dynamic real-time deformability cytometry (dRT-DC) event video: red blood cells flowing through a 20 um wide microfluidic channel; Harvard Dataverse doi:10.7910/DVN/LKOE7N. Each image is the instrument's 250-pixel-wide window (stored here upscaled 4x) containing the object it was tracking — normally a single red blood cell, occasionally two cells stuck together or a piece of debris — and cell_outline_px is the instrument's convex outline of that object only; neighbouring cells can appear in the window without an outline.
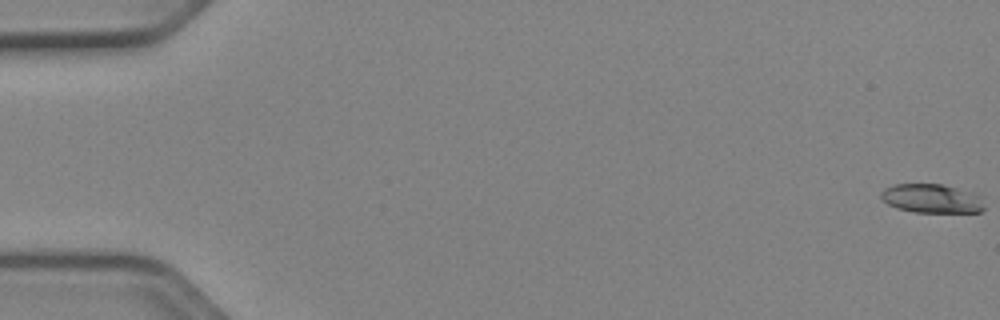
{"species": "Egyptian fruit bat (a non-hibernating species)", "species_latin": "Rousettus aegyptiacus", "temperature_condition": "cold", "stored_images_in_passage": 7, "camera_frame_rate_fps": 3000, "um_per_image_px": 0.085, "animal": {"sex": "female"}, "frame": {"image": 1, "passage_image": 1, "time_ms": 0.0, "image_size_px": [1000, 320], "cell_outline_px": [[984, 208], [980, 212], [916, 212], [896, 208], [888, 204], [880, 196], [880, 192], [884, 188], [896, 184], [940, 184], [976, 196]], "centroid_in_image_um": [79.06, 16.89], "position_along_channel_um": 5.9, "area_um2": 16.7}}